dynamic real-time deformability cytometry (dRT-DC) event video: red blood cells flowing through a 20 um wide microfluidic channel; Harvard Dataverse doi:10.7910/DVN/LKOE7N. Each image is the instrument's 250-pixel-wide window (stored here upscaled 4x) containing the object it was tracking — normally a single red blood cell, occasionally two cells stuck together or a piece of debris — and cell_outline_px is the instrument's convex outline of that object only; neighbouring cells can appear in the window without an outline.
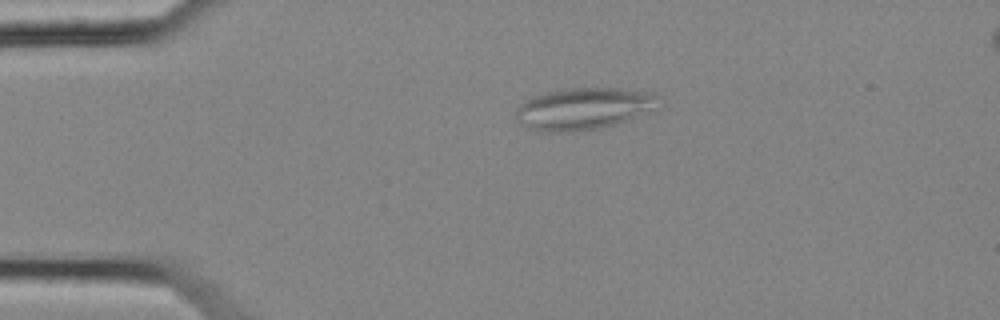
{"species": "common noctule bat (a hibernating species)", "species_latin": "Nyctalus noctula", "temperature_condition": "cold", "stored_images_in_passage": 47, "camera_frame_rate_fps": 3000, "um_per_image_px": 0.085, "animal": {"sex": "female", "body_mass_g": 25.1}, "frame": {"image": 1, "passage_image": 4, "time_ms": 1.0, "image_size_px": [1000, 320], "cell_outline_px": [[660, 96], [648, 108], [624, 120], [600, 128], [572, 132], [540, 132], [528, 128], [520, 124], [516, 120], [516, 108], [524, 100], [532, 96], [564, 88], [616, 88], [652, 92]], "centroid_in_image_um": [49.43, 9.23], "position_along_channel_um": 35.6, "area_um2": 34.16}}
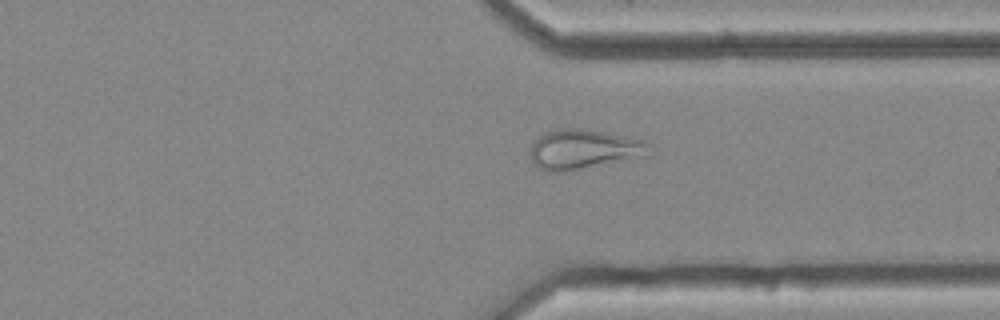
{"frame": {"image": 2, "passage_image": 34, "time_ms": 11.0, "image_size_px": [1000, 320], "cell_outline_px": [[652, 156], [564, 172], [548, 172], [536, 168], [532, 164], [532, 144], [544, 132], [564, 128], [576, 128], [600, 132], [644, 140], [652, 144]], "centroid_in_image_um": [49.68, 12.73], "position_along_channel_um": 361.7, "area_um2": 27.86}}
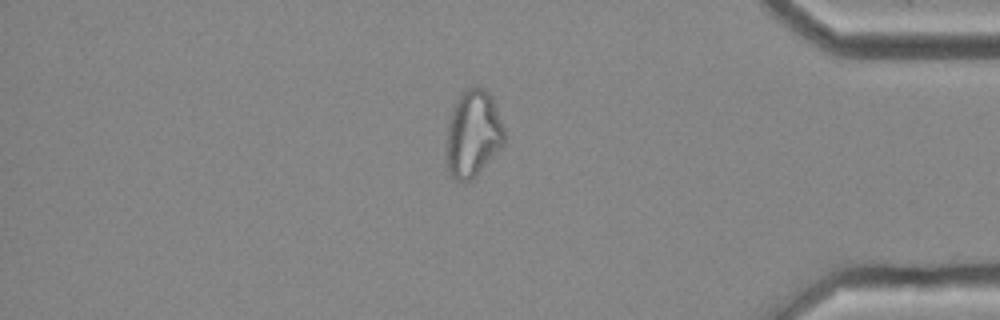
{"frame": {"image": 3, "passage_image": 39, "time_ms": 12.667, "image_size_px": [1000, 320], "cell_outline_px": [[504, 144], [464, 184], [456, 180], [452, 176], [448, 168], [448, 124], [452, 108], [456, 100], [468, 88], [476, 84], [484, 88], [492, 96], [504, 128]], "centroid_in_image_um": [40.22, 11.29], "position_along_channel_um": 395.0, "area_um2": 28.55}, "authors_computed_cell_mechanics": {"area_um2": 27.8596, "velocity_mm_per_s": 3.6538, "shape_relaxation_time_tau1_ms": null, "shape_relaxation_time_tau2_ms": 2.4032, "deformation_change_tau1": null, "deformation_change_tau2": 0.099}}